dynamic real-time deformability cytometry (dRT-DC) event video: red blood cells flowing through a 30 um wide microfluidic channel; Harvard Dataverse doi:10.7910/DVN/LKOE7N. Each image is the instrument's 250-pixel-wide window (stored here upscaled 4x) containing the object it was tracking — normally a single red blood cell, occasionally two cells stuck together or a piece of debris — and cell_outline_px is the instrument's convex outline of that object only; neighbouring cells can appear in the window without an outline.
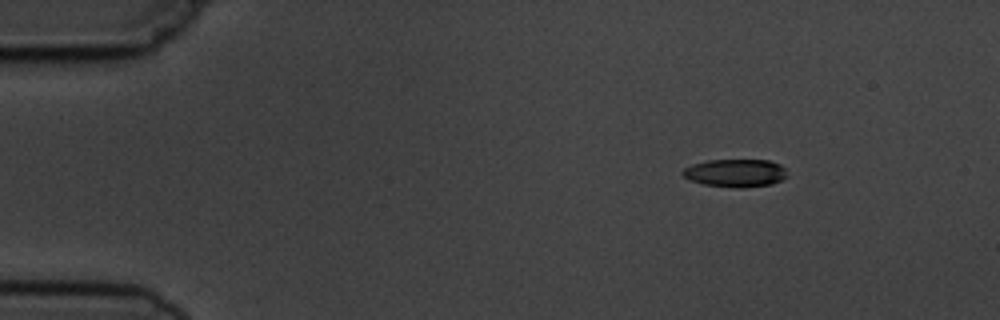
{"species": "common noctule bat (a hibernating species)", "species_latin": "Nyctalus noctula", "temperature_condition": "cold", "stored_images_in_passage": 5, "camera_frame_rate_fps": 3000, "um_per_image_px": 0.085, "animal": {"sex": "male", "body_mass_g": 19.5, "forearm_length_mm": 54.6}, "frame": {"image": 1, "passage_image": 2, "time_ms": 1.0, "image_size_px": [1000, 320], "cell_outline_px": [[788, 176], [772, 184], [740, 188], [736, 188], [704, 184], [688, 180], [680, 172], [684, 168], [692, 164], [708, 160], [768, 160], [780, 164], [784, 168]], "centroid_in_image_um": [62.49, 14.7], "position_along_channel_um": 22.5, "area_um2": 17.05}}
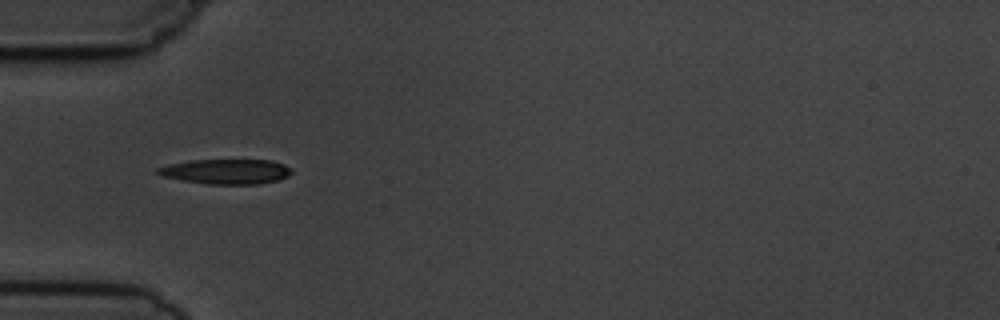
{"frame": {"image": 2, "passage_image": 5, "time_ms": 4.333, "image_size_px": [1000, 320], "cell_outline_px": [[292, 172], [288, 176], [280, 180], [256, 184], [208, 184], [184, 180], [164, 176], [156, 172], [156, 168], [168, 164], [188, 160], [272, 160], [284, 164], [292, 168]], "centroid_in_image_um": [19.26, 14.57], "position_along_channel_um": 65.7, "area_um2": 19.48}}